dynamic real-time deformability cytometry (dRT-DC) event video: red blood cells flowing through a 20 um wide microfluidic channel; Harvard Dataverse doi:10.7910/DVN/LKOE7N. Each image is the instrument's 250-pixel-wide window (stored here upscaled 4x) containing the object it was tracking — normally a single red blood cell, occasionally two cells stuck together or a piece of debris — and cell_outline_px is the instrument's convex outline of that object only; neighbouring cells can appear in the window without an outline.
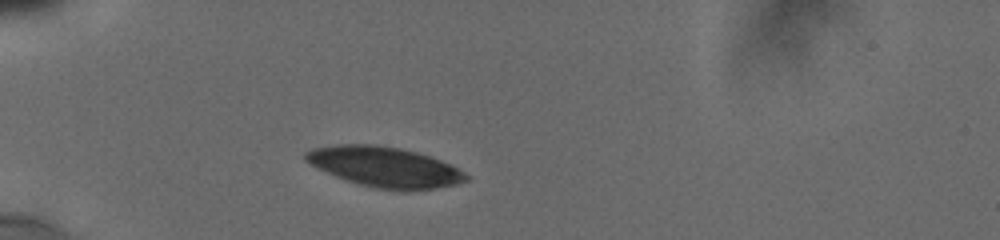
{"species": "human", "species_latin": "Homo sapiens", "temperature_condition": "cold", "stored_images_in_passage": 5, "camera_frame_rate_fps": 3000, "um_per_image_px": 0.085, "donor": {"sex": "male"}, "frame": {"image": 1, "passage_image": 2, "time_ms": 0.667, "image_size_px": [1000, 240], "cell_outline_px": [[472, 176], [468, 180], [456, 184], [436, 188], [412, 192], [404, 192], [376, 188], [360, 184], [336, 176], [304, 160], [304, 152], [312, 148], [340, 144], [376, 144], [400, 148], [416, 152], [440, 160]], "centroid_in_image_um": [32.74, 14.2], "position_along_channel_um": 52.3, "area_um2": 37.63}}
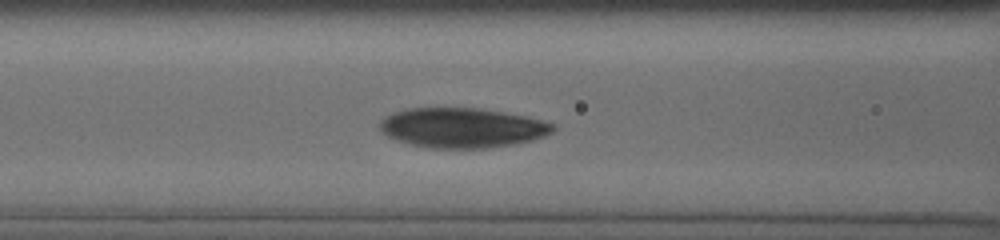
{"frame": {"image": 2, "passage_image": 5, "time_ms": 3.333, "image_size_px": [1000, 240], "cell_outline_px": [[556, 128], [552, 132], [544, 136], [532, 140], [512, 144], [488, 148], [428, 148], [408, 144], [396, 140], [380, 132], [380, 120], [392, 112], [408, 108], [476, 108], [524, 116], [556, 124]], "centroid_in_image_um": [39.24, 10.87], "position_along_channel_um": 127.4, "area_um2": 40.17}}